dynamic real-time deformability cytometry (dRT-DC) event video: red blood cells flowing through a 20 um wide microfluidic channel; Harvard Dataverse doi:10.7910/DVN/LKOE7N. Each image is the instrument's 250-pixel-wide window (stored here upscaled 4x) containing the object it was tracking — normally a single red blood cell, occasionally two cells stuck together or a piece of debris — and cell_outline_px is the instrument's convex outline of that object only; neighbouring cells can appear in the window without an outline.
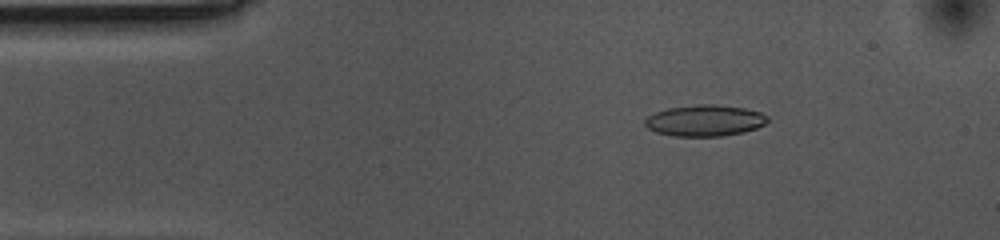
{"species": "common noctule bat (a hibernating species)", "species_latin": "Nyctalus noctula", "temperature_condition": "cold", "stored_images_in_passage": 14, "camera_frame_rate_fps": 3000, "um_per_image_px": 0.085, "animal": {"sex": "female", "body_mass_g": 10.0, "forearm_length_mm": 53.1}, "frame": {"image": 1, "passage_image": 8, "time_ms": 2.333, "image_size_px": [1000, 240], "cell_outline_px": [[768, 120], [764, 124], [756, 128], [744, 132], [720, 136], [676, 136], [656, 132], [648, 128], [644, 124], [644, 120], [648, 116], [656, 112], [668, 108], [700, 104], [712, 104], [744, 108], [760, 112], [768, 116]], "centroid_in_image_um": [59.9, 10.25], "position_along_channel_um": 25.1, "area_um2": 22.2}}